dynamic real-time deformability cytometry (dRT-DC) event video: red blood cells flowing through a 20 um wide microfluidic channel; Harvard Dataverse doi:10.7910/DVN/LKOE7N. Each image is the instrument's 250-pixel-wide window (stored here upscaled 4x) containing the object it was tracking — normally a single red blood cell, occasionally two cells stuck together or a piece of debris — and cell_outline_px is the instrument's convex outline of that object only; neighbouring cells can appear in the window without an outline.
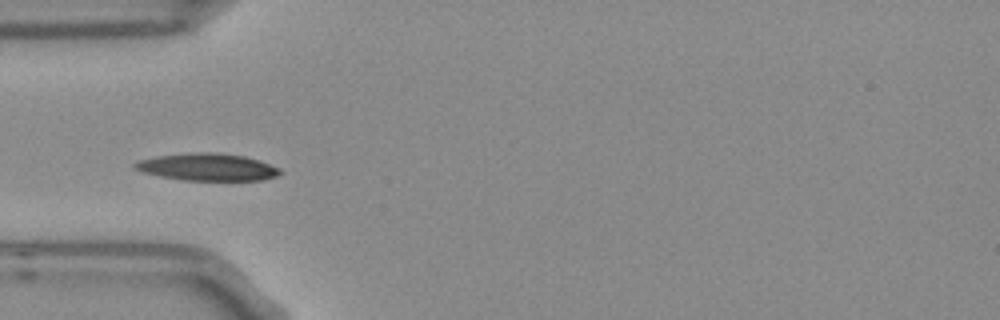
{"species": "Egyptian fruit bat (a non-hibernating species)", "species_latin": "Rousettus aegyptiacus", "temperature_condition": "room temperature", "stored_images_in_passage": 5, "camera_frame_rate_fps": 3000, "um_per_image_px": 0.085, "frame": {"image": 1, "passage_image": 4, "time_ms": 1.0, "image_size_px": [1000, 320], "cell_outline_px": [[284, 172], [276, 176], [264, 180], [184, 180], [160, 176], [144, 172], [136, 168], [132, 164], [140, 160], [160, 156], [200, 152], [208, 152], [244, 156], [280, 168]], "centroid_in_image_um": [17.68, 14.21], "position_along_channel_um": 67.3, "area_um2": 22.54}}
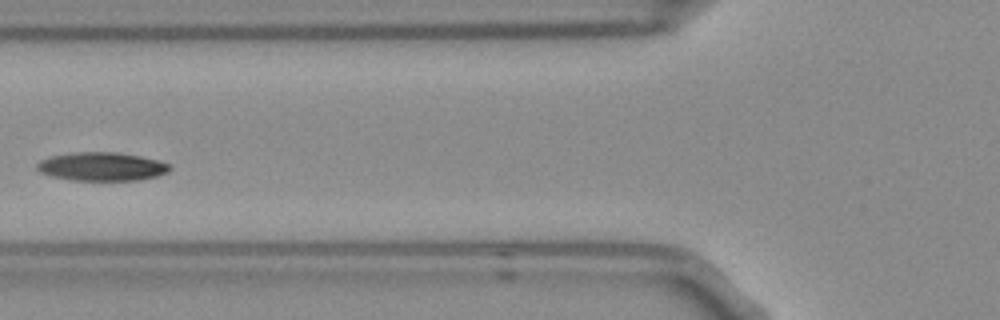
{"frame": {"image": 2, "passage_image": 5, "time_ms": 1.333, "image_size_px": [1000, 320], "cell_outline_px": [[172, 168], [168, 172], [156, 176], [140, 180], [68, 180], [52, 176], [40, 172], [36, 168], [36, 164], [40, 160], [52, 156], [80, 152], [116, 152], [140, 156], [172, 164]], "centroid_in_image_um": [8.67, 14.16], "position_along_channel_um": 117.1, "area_um2": 22.02}}